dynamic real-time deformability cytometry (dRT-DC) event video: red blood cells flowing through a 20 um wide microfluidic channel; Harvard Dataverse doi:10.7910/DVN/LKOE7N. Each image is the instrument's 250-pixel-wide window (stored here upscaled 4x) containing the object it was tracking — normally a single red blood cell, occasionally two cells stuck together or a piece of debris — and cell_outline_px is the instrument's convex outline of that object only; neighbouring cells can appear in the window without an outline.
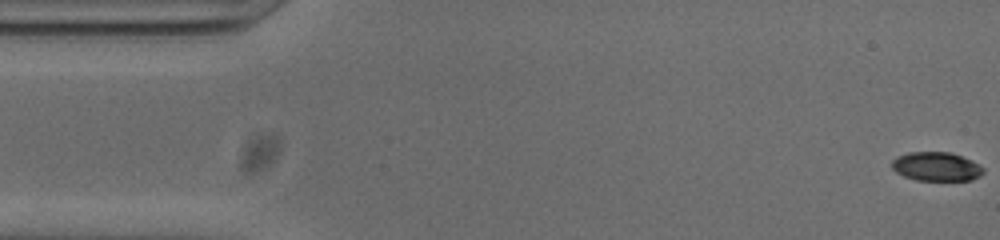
{"species": "common noctule bat (a hibernating species)", "species_latin": "Nyctalus noctula", "temperature_condition": "cold", "stored_images_in_passage": 53, "camera_frame_rate_fps": 3000, "um_per_image_px": 0.085, "animal": {"sex": "male", "body_mass_g": 20.0, "forearm_length_mm": 53.3}, "frame": {"image": 1, "passage_image": 1, "time_ms": 0.0, "image_size_px": [1000, 240], "cell_outline_px": [[984, 172], [980, 176], [972, 180], [916, 180], [904, 176], [896, 172], [892, 168], [892, 160], [896, 156], [908, 152], [952, 152], [984, 168]], "centroid_in_image_um": [79.55, 14.16], "position_along_channel_um": 5.4, "area_um2": 15.32}}
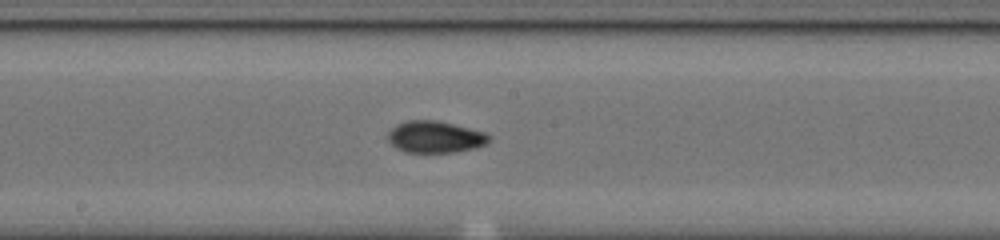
{"frame": {"image": 2, "passage_image": 27, "time_ms": 8.667, "image_size_px": [1000, 240], "cell_outline_px": [[492, 140], [488, 144], [476, 148], [452, 152], [404, 152], [396, 148], [388, 140], [388, 132], [396, 124], [408, 120], [436, 120], [484, 132], [492, 136]], "centroid_in_image_um": [37.01, 11.64], "position_along_channel_um": 211.2, "area_um2": 18.79}}
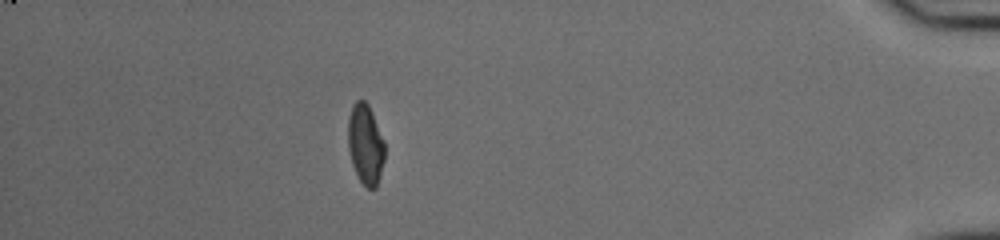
{"frame": {"image": 3, "passage_image": 47, "time_ms": 15.333, "image_size_px": [1000, 240], "cell_outline_px": [[384, 160], [380, 176], [376, 188], [368, 188], [360, 180], [352, 164], [348, 148], [348, 116], [352, 104], [356, 100], [364, 100], [368, 104], [372, 112], [384, 140]], "centroid_in_image_um": [31.06, 12.23], "position_along_channel_um": 404.1, "area_um2": 17.17}, "authors_computed_cell_mechanics": {"area_um2": 17.34, "velocity_mm_per_s": 3.7954, "shape_relaxation_time_tau1_ms": 6.7671, "shape_relaxation_time_tau2_ms": 2.9416, "deformation_change_tau1": 0.2177, "deformation_change_tau2": 0.0494}}